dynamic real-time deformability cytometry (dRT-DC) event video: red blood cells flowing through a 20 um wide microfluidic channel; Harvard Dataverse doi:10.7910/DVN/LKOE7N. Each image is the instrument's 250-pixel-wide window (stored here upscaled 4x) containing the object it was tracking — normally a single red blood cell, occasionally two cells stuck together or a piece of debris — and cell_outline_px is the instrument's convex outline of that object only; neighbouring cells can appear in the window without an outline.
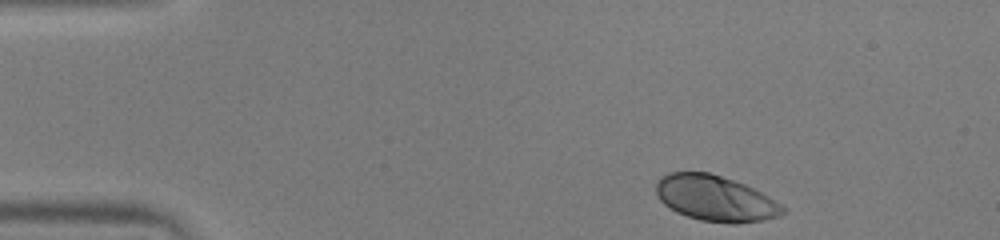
{"species": "human", "species_latin": "Homo sapiens", "temperature_condition": "warm", "stored_images_in_passage": 45, "camera_frame_rate_fps": 3000, "um_per_image_px": 0.085, "donor": {"sex": "male"}, "frame": {"image": 1, "passage_image": 1, "time_ms": 0.0, "image_size_px": [1000, 240], "cell_outline_px": [[784, 212], [780, 216], [764, 220], [736, 224], [732, 224], [700, 220], [676, 212], [664, 204], [660, 200], [656, 192], [656, 184], [660, 176], [668, 172], [708, 172], [744, 184], [768, 196], [780, 204], [784, 208]], "centroid_in_image_um": [60.78, 16.87], "position_along_channel_um": 24.2, "area_um2": 33.58}}
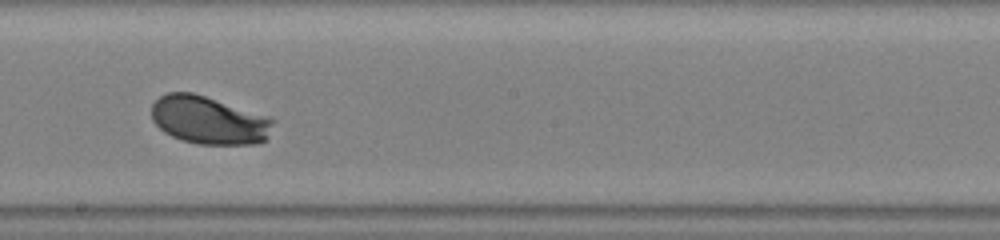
{"frame": {"image": 2, "passage_image": 23, "time_ms": 7.333, "image_size_px": [1000, 240], "cell_outline_px": [[276, 120], [264, 140], [260, 144], [200, 144], [184, 140], [172, 136], [164, 132], [152, 120], [152, 104], [160, 96], [168, 92], [192, 92], [272, 116]], "centroid_in_image_um": [17.79, 10.2], "position_along_channel_um": 230.4, "area_um2": 34.16}}
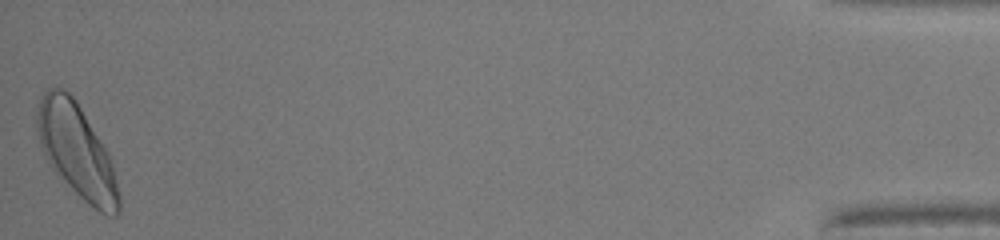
{"frame": {"image": 3, "passage_image": 45, "time_ms": 14.667, "image_size_px": [1000, 240], "cell_outline_px": [[120, 212], [116, 216], [108, 216], [100, 212], [88, 204], [56, 176], [40, 144], [36, 124], [36, 112], [40, 100], [44, 92], [48, 88], [64, 88], [76, 100], [108, 152], [112, 164], [120, 196]], "centroid_in_image_um": [6.52, 12.85], "position_along_channel_um": 428.7, "area_um2": 44.51}, "authors_computed_cell_mechanics": {"area_um2": 33.9864, "velocity_mm_per_s": 3.9768, "shape_relaxation_time_tau1_ms": 1.582, "shape_relaxation_time_tau2_ms": null, "deformation_change_tau1": 0.1143, "deformation_change_tau2": null}}